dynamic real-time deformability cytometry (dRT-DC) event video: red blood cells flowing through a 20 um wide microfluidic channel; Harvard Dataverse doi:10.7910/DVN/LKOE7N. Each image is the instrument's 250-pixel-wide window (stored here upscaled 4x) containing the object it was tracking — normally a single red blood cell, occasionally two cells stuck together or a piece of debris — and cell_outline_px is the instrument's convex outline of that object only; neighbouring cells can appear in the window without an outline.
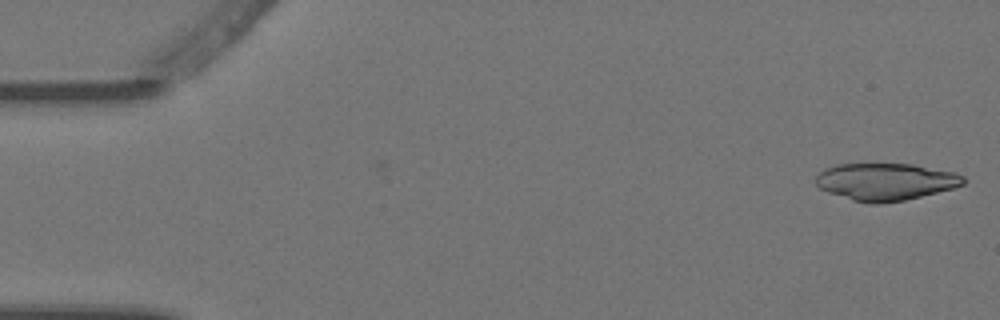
{"species": "Egyptian fruit bat (a non-hibernating species)", "species_latin": "Rousettus aegyptiacus", "temperature_condition": "warm", "stored_images_in_passage": 8, "camera_frame_rate_fps": 3000, "um_per_image_px": 0.085, "animal": {"sex": "female"}, "frame": {"image": 1, "passage_image": 1, "time_ms": 0.0, "image_size_px": [1000, 320], "cell_outline_px": [[968, 180], [964, 184], [952, 188], [904, 200], [880, 204], [868, 204], [852, 200], [828, 192], [820, 188], [816, 184], [816, 176], [824, 168], [836, 164], [912, 164], [956, 172], [964, 176]], "centroid_in_image_um": [75.28, 15.44], "position_along_channel_um": 9.7, "area_um2": 32.08}}